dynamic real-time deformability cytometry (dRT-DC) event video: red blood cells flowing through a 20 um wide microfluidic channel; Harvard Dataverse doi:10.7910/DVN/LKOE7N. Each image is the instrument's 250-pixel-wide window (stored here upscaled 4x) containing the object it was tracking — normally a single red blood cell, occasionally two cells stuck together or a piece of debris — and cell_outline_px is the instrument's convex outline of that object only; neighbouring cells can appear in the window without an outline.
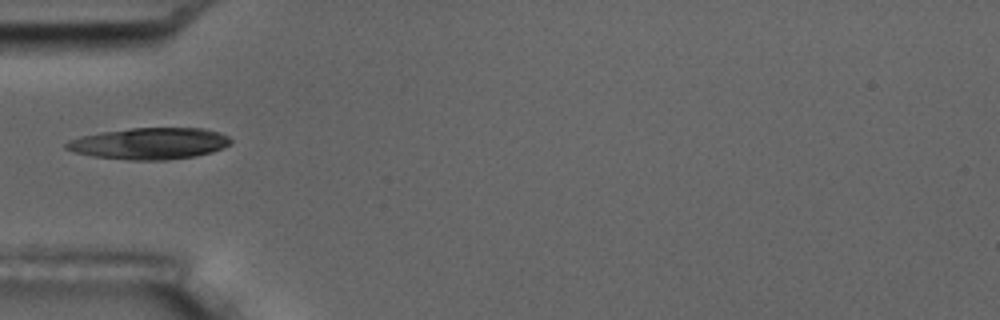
{"species": "common noctule bat (a hibernating species)", "species_latin": "Nyctalus noctula", "temperature_condition": "room temperature", "stored_images_in_passage": 11, "camera_frame_rate_fps": 3000, "um_per_image_px": 0.085, "animal": {"sex": "male", "body_mass_g": 17.5, "forearm_length_mm": 52.3}, "frame": {"image": 1, "passage_image": 6, "time_ms": 5.667, "image_size_px": [1000, 320], "cell_outline_px": [[232, 144], [212, 152], [196, 156], [168, 160], [128, 160], [92, 156], [76, 152], [64, 148], [64, 144], [68, 140], [80, 136], [100, 132], [132, 128], [204, 128], [220, 132], [228, 136], [232, 140]], "centroid_in_image_um": [12.72, 12.2], "position_along_channel_um": 72.3, "area_um2": 30.46}}
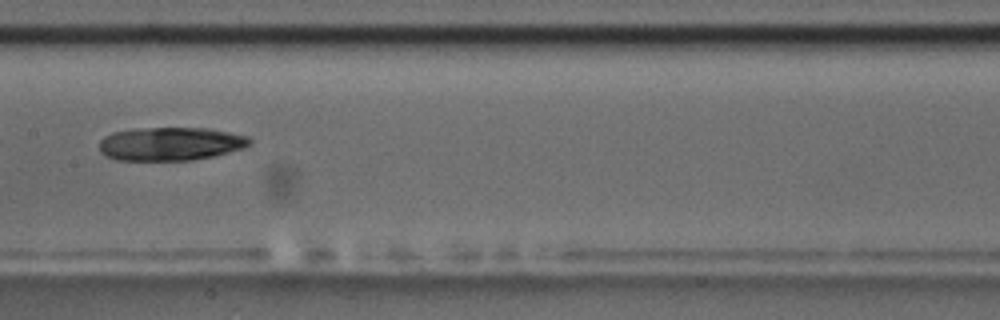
{"frame": {"image": 2, "passage_image": 9, "time_ms": 9.0, "image_size_px": [1000, 320], "cell_outline_px": [[252, 144], [244, 148], [212, 156], [192, 160], [116, 160], [104, 156], [100, 152], [100, 140], [104, 136], [112, 132], [136, 128], [208, 128], [248, 136], [252, 140]], "centroid_in_image_um": [14.47, 12.22], "position_along_channel_um": 192.9, "area_um2": 29.42}}
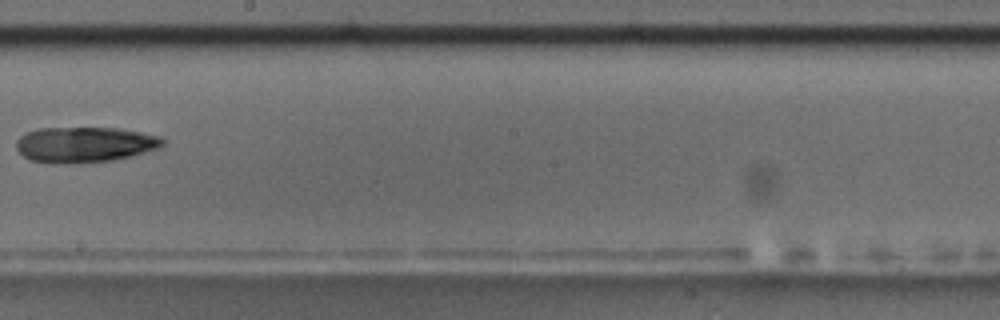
{"frame": {"image": 3, "passage_image": 10, "time_ms": 10.333, "image_size_px": [1000, 320], "cell_outline_px": [[164, 144], [160, 148], [132, 156], [112, 160], [72, 164], [68, 164], [32, 160], [24, 156], [16, 148], [16, 140], [24, 132], [36, 128], [120, 128], [160, 136], [164, 140]], "centroid_in_image_um": [7.21, 12.28], "position_along_channel_um": 241.0, "area_um2": 30.46}}